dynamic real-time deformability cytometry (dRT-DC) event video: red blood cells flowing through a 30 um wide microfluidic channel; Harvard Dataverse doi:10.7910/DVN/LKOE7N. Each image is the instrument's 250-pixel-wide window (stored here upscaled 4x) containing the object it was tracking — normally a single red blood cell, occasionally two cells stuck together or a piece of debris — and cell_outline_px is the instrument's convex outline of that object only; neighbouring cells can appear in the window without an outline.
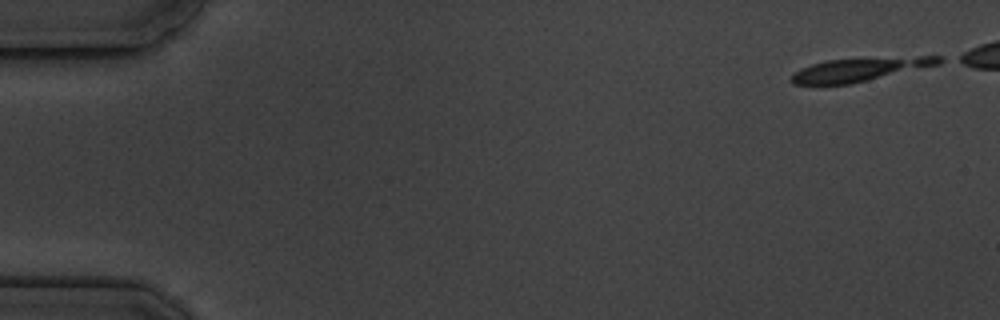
{"species": "common noctule bat (a hibernating species)", "species_latin": "Nyctalus noctula", "temperature_condition": "cold", "stored_images_in_passage": 7, "camera_frame_rate_fps": 3000, "um_per_image_px": 0.085, "animal": {"sex": "male", "body_mass_g": 19.5, "forearm_length_mm": 54.6}, "frame": {"image": 1, "passage_image": 1, "time_ms": 0.0, "image_size_px": [1000, 320], "cell_outline_px": [[948, 60], [940, 64], [852, 84], [792, 84], [792, 76], [800, 68], [812, 64], [828, 60], [916, 56], [940, 56]], "centroid_in_image_um": [73.16, 5.9], "position_along_channel_um": 11.8, "area_um2": 20.06}}